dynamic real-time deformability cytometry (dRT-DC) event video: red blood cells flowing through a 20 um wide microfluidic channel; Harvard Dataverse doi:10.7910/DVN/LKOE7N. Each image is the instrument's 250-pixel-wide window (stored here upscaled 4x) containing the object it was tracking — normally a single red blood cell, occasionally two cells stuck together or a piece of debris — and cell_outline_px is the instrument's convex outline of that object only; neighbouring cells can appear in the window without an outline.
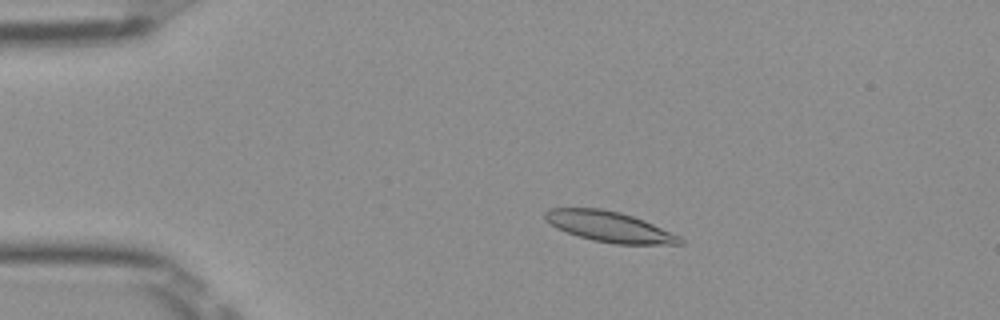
{"species": "Egyptian fruit bat (a non-hibernating species)", "species_latin": "Rousettus aegyptiacus", "temperature_condition": "room temperature", "stored_images_in_passage": 52, "camera_frame_rate_fps": 3000, "um_per_image_px": 0.085, "frame": {"image": 1, "passage_image": 11, "time_ms": 3.333, "image_size_px": [1000, 320], "cell_outline_px": [[684, 244], [616, 244], [592, 240], [556, 228], [544, 220], [544, 212], [548, 208], [604, 208], [620, 212], [644, 220], [680, 236], [684, 240]], "centroid_in_image_um": [51.78, 19.26], "position_along_channel_um": 33.2, "area_um2": 23.99}}
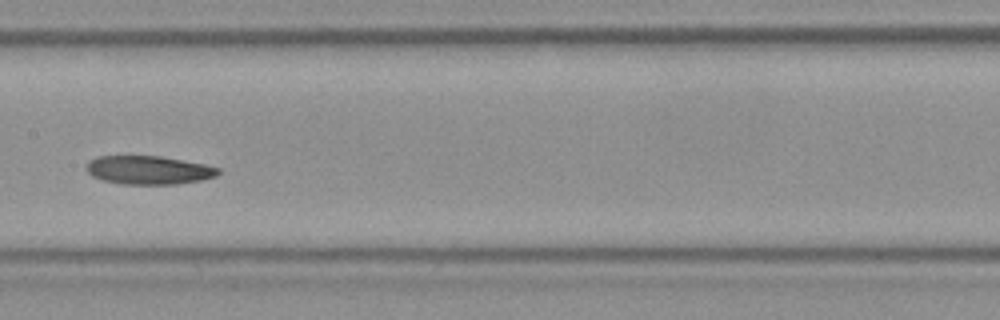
{"frame": {"image": 2, "passage_image": 27, "time_ms": 8.667, "image_size_px": [1000, 320], "cell_outline_px": [[220, 172], [216, 176], [200, 180], [176, 184], [120, 184], [104, 180], [92, 176], [84, 168], [88, 160], [96, 156], [160, 156], [204, 164], [220, 168]], "centroid_in_image_um": [12.59, 14.45], "position_along_channel_um": 194.8, "area_um2": 21.96}}
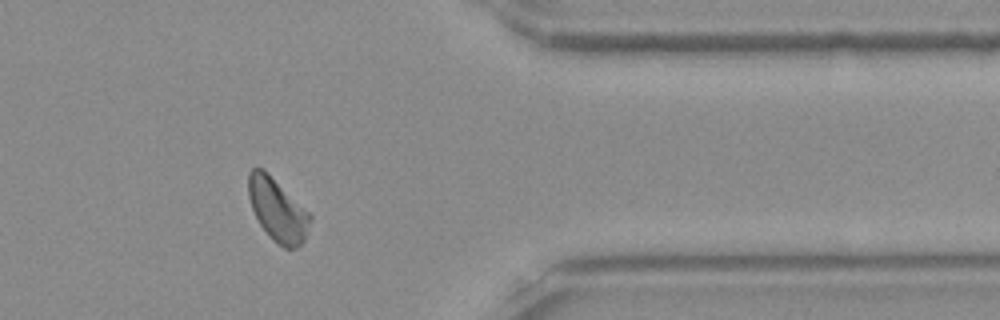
{"frame": {"image": 3, "passage_image": 43, "time_ms": 14.0, "image_size_px": [1000, 320], "cell_outline_px": [[312, 220], [304, 240], [296, 248], [284, 248], [272, 240], [260, 224], [252, 208], [248, 196], [248, 172], [252, 168], [260, 168], [308, 212], [312, 216]], "centroid_in_image_um": [23.58, 17.9], "position_along_channel_um": 387.8, "area_um2": 21.79}}